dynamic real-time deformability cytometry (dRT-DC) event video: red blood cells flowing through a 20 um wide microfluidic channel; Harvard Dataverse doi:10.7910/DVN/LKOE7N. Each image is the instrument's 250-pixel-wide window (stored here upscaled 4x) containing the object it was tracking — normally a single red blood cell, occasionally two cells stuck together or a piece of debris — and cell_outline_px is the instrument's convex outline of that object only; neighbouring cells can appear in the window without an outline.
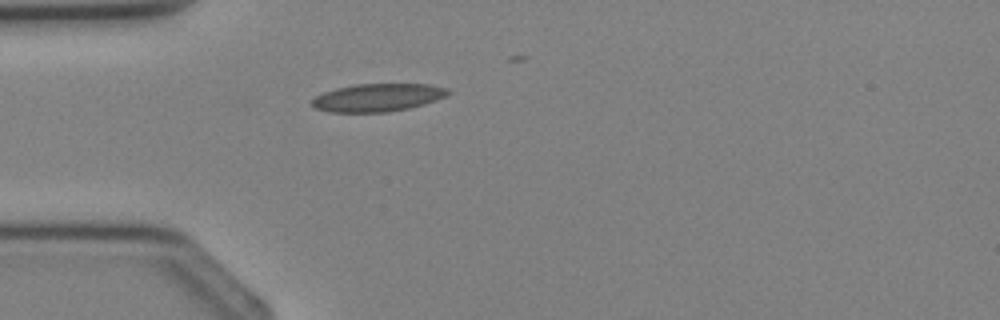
{"species": "Egyptian fruit bat (a non-hibernating species)", "species_latin": "Rousettus aegyptiacus", "temperature_condition": "cold", "stored_images_in_passage": 3, "camera_frame_rate_fps": 3000, "um_per_image_px": 0.085, "animal": {"sex": "female"}, "frame": {"image": 1, "passage_image": 3, "time_ms": 2.333, "image_size_px": [1000, 320], "cell_outline_px": [[452, 92], [436, 100], [424, 104], [408, 108], [388, 112], [328, 112], [316, 108], [312, 104], [312, 100], [316, 96], [324, 92], [336, 88], [356, 84], [428, 84], [448, 88]], "centroid_in_image_um": [32.12, 8.29], "position_along_channel_um": 52.9, "area_um2": 22.02}}